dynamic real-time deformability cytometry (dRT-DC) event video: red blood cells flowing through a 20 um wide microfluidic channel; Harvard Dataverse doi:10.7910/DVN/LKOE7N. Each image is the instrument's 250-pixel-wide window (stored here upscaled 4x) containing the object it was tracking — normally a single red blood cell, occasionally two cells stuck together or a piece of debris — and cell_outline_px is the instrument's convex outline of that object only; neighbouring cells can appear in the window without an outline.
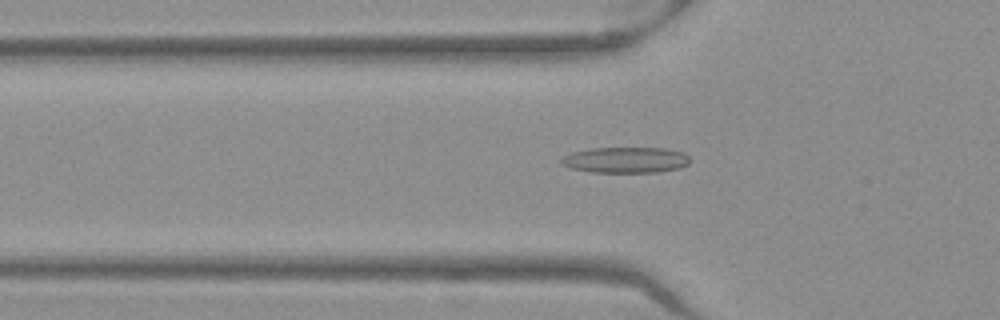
{"species": "Egyptian fruit bat (a non-hibernating species)", "species_latin": "Rousettus aegyptiacus", "temperature_condition": "warm", "stored_images_in_passage": 52, "camera_frame_rate_fps": 3000, "um_per_image_px": 0.085, "frame": {"image": 1, "passage_image": 18, "time_ms": 5.667, "image_size_px": [1000, 320], "cell_outline_px": [[688, 164], [680, 168], [656, 172], [592, 172], [568, 168], [560, 164], [560, 160], [564, 156], [572, 152], [592, 148], [668, 148], [684, 152], [688, 156]], "centroid_in_image_um": [53.16, 13.59], "position_along_channel_um": 72.6, "area_um2": 19.48}}
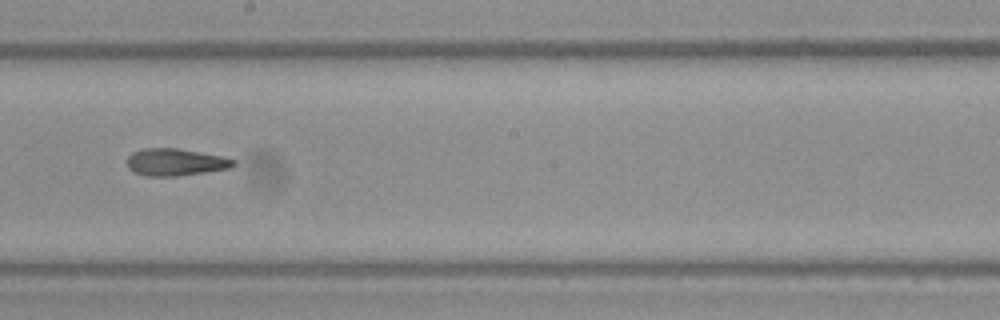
{"frame": {"image": 2, "passage_image": 30, "time_ms": 9.667, "image_size_px": [1000, 320], "cell_outline_px": [[236, 164], [232, 168], [176, 176], [144, 176], [132, 172], [128, 168], [128, 156], [132, 152], [144, 148], [176, 148], [224, 156], [236, 160]], "centroid_in_image_um": [14.92, 13.78], "position_along_channel_um": 233.3, "area_um2": 16.99}}
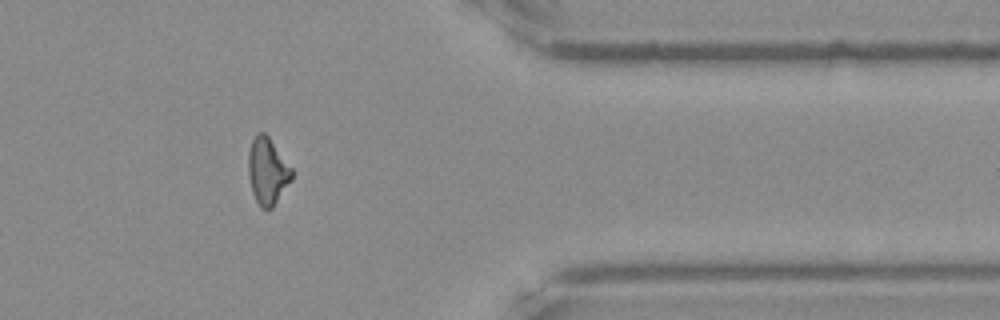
{"frame": {"image": 3, "passage_image": 43, "time_ms": 14.0, "image_size_px": [1000, 320], "cell_outline_px": [[292, 180], [272, 208], [260, 208], [252, 192], [248, 172], [248, 152], [252, 140], [256, 132], [264, 132], [268, 136], [292, 168]], "centroid_in_image_um": [22.73, 14.53], "position_along_channel_um": 388.7, "area_um2": 16.88}, "authors_computed_cell_mechanics": {"area_um2": 17.1666, "velocity_mm_per_s": 3.9875, "shape_relaxation_time_tau1_ms": null, "shape_relaxation_time_tau2_ms": 5.294, "deformation_change_tau1": null, "deformation_change_tau2": 0.1656}}